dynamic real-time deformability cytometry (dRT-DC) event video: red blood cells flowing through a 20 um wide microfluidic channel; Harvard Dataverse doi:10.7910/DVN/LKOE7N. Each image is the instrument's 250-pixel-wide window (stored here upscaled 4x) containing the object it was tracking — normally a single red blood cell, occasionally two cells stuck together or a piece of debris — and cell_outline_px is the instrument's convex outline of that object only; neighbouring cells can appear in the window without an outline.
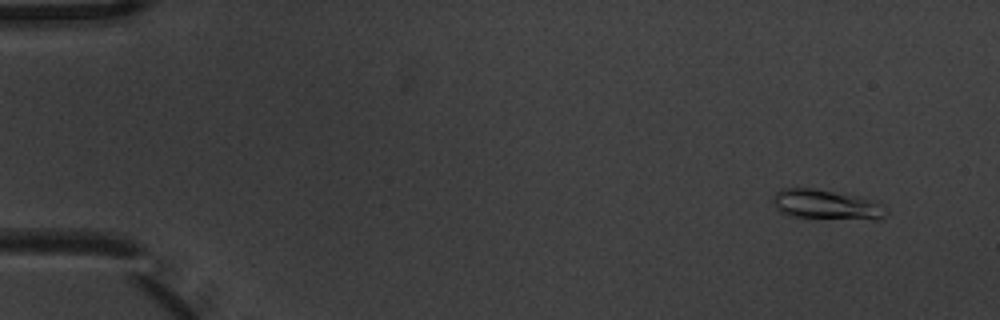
{"species": "common noctule bat (a hibernating species)", "species_latin": "Nyctalus noctula", "temperature_condition": "warm", "stored_images_in_passage": 5, "camera_frame_rate_fps": 3000, "um_per_image_px": 0.085, "animal": {"sex": "male", "body_mass_g": 20.1, "forearm_length_mm": 53.5}, "frame": {"image": 1, "passage_image": 2, "time_ms": 0.333, "image_size_px": [1000, 320], "cell_outline_px": [[888, 216], [884, 220], [872, 220], [788, 216], [780, 212], [776, 208], [772, 200], [772, 196], [780, 188], [816, 188], [860, 196], [884, 204], [888, 212]], "centroid_in_image_um": [70.31, 17.4], "position_along_channel_um": 14.7, "area_um2": 20.29}}